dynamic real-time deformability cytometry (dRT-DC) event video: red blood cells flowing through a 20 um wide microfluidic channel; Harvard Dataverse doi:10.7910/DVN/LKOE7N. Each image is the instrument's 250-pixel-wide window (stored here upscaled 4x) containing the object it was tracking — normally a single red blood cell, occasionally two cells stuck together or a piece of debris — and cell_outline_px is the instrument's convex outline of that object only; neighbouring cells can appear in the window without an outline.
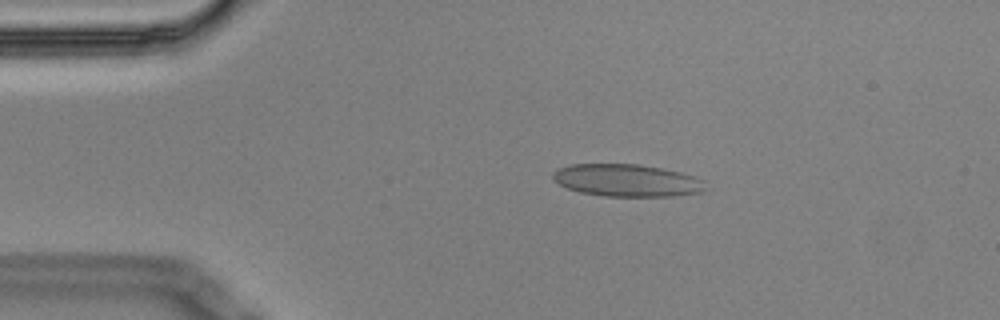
{"species": "Egyptian fruit bat (a non-hibernating species)", "species_latin": "Rousettus aegyptiacus", "temperature_condition": "cold", "stored_images_in_passage": 8, "camera_frame_rate_fps": 3000, "um_per_image_px": 0.085, "animal": {"sex": "male"}, "frame": {"image": 1, "passage_image": 1, "time_ms": 0.0, "image_size_px": [1000, 320], "cell_outline_px": [[708, 188], [704, 192], [672, 196], [604, 196], [580, 192], [568, 188], [560, 184], [552, 176], [552, 172], [560, 168], [572, 164], [640, 164], [664, 168], [696, 176], [704, 180]], "centroid_in_image_um": [53.37, 15.33], "position_along_channel_um": 31.6, "area_um2": 28.96}}
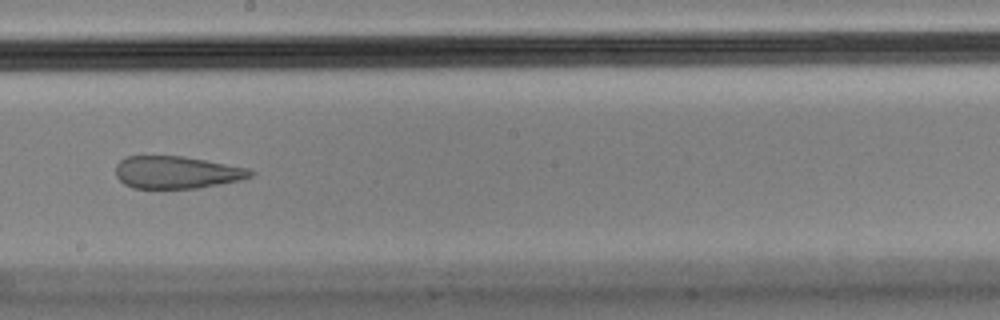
{"frame": {"image": 2, "passage_image": 7, "time_ms": 2.0, "image_size_px": [1000, 320], "cell_outline_px": [[256, 172], [252, 176], [240, 180], [200, 188], [132, 188], [124, 184], [116, 176], [116, 164], [124, 156], [184, 156], [248, 168]], "centroid_in_image_um": [15.01, 14.65], "position_along_channel_um": 233.2, "area_um2": 25.55}}
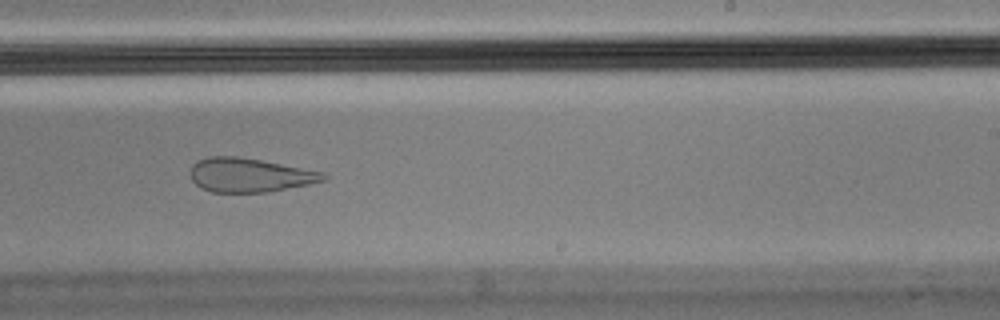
{"frame": {"image": 3, "passage_image": 8, "time_ms": 2.333, "image_size_px": [1000, 320], "cell_outline_px": [[328, 176], [324, 180], [308, 184], [268, 192], [212, 192], [200, 188], [192, 180], [192, 164], [196, 160], [208, 156], [236, 156], [260, 160], [324, 172]], "centroid_in_image_um": [21.19, 14.88], "position_along_channel_um": 267.8, "area_um2": 26.18}}